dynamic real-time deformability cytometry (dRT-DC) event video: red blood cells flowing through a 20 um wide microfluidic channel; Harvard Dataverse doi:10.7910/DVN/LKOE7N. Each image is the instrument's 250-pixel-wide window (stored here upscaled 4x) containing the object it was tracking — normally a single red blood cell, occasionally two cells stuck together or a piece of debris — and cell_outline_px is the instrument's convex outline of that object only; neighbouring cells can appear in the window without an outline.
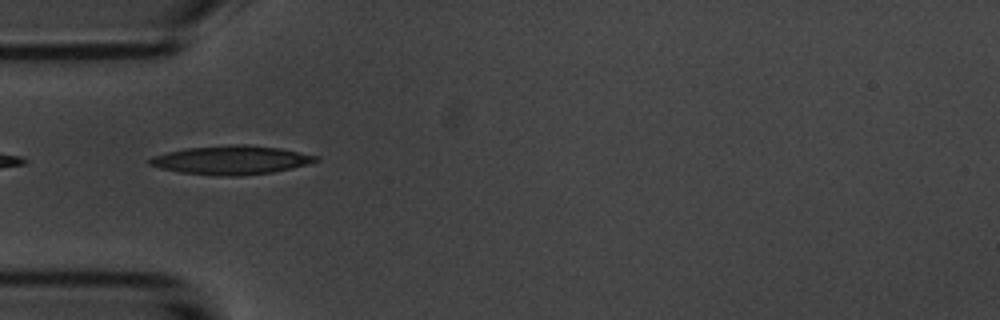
{"species": "common noctule bat (a hibernating species)", "species_latin": "Nyctalus noctula", "temperature_condition": "room temperature", "stored_images_in_passage": 7, "camera_frame_rate_fps": 3000, "um_per_image_px": 0.085, "animal": {"sex": "male", "body_mass_g": 20.1, "forearm_length_mm": 53.5}, "frame": {"image": 1, "passage_image": 3, "time_ms": 2.333, "image_size_px": [1000, 320], "cell_outline_px": [[320, 160], [292, 168], [272, 172], [240, 176], [228, 176], [180, 172], [160, 168], [148, 164], [144, 160], [152, 156], [168, 152], [188, 148], [232, 144], [248, 144], [280, 148], [320, 156]], "centroid_in_image_um": [19.65, 13.59], "position_along_channel_um": 65.3, "area_um2": 27.86}}
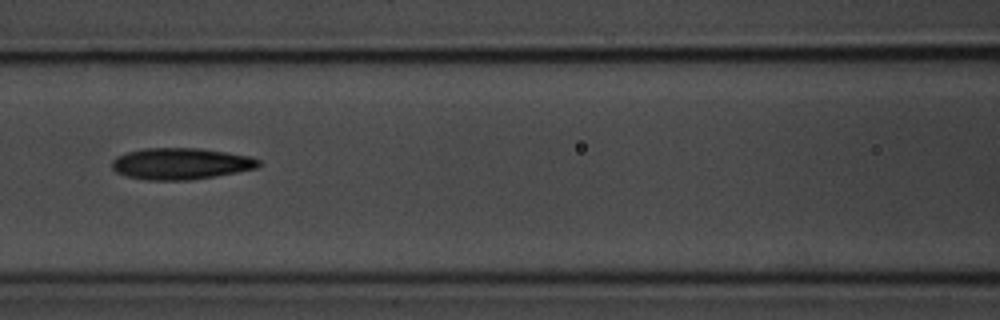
{"frame": {"image": 2, "passage_image": 5, "time_ms": 4.667, "image_size_px": [1000, 320], "cell_outline_px": [[260, 164], [256, 168], [216, 176], [188, 180], [148, 180], [128, 176], [116, 172], [112, 168], [112, 160], [116, 156], [128, 152], [144, 148], [200, 148], [248, 156], [260, 160]], "centroid_in_image_um": [15.34, 13.91], "position_along_channel_um": 151.3, "area_um2": 26.7}}
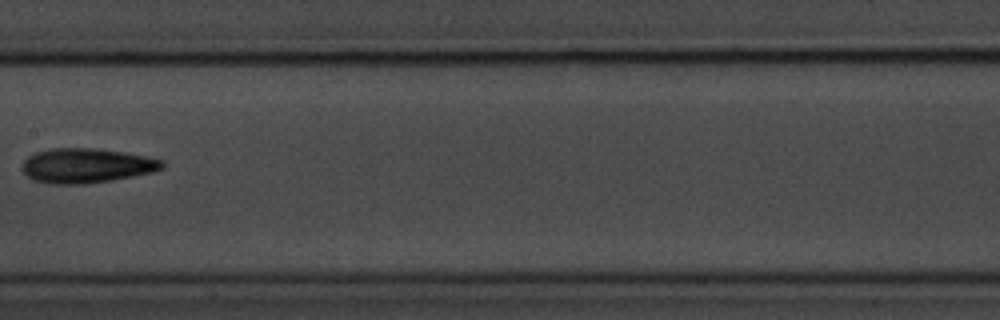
{"frame": {"image": 3, "passage_image": 6, "time_ms": 6.0, "image_size_px": [1000, 320], "cell_outline_px": [[164, 168], [152, 172], [132, 176], [84, 184], [48, 184], [32, 180], [24, 172], [24, 160], [28, 156], [36, 152], [52, 148], [96, 148], [124, 152], [164, 160]], "centroid_in_image_um": [7.35, 14.07], "position_along_channel_um": 200.1, "area_um2": 28.09}}